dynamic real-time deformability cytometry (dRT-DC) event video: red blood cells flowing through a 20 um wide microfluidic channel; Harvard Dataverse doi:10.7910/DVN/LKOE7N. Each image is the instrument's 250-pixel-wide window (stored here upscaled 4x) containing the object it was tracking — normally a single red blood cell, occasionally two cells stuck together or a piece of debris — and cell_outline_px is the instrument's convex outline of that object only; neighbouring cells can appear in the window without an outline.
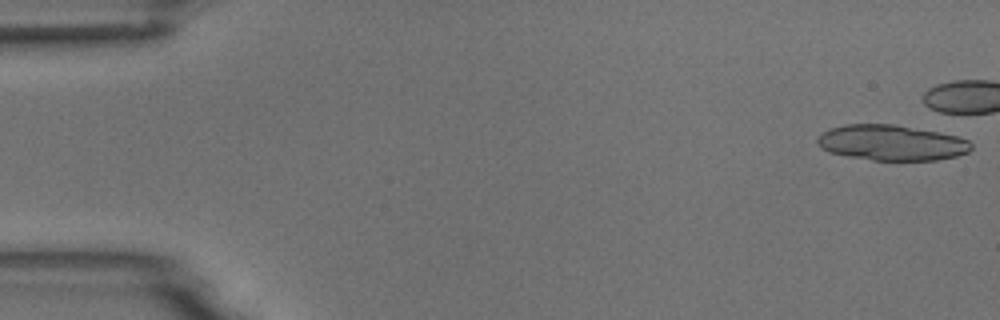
{"species": "common noctule bat (a hibernating species)", "species_latin": "Nyctalus noctula", "temperature_condition": "room temperature", "stored_images_in_passage": 5, "camera_frame_rate_fps": 3000, "um_per_image_px": 0.085, "animal": {"sex": "male", "body_mass_g": 18.8}, "frame": {"image": 1, "passage_image": 1, "time_ms": 0.0, "image_size_px": [1000, 320], "cell_outline_px": [[972, 148], [968, 152], [956, 156], [936, 160], [872, 160], [848, 156], [828, 152], [820, 148], [816, 140], [828, 128], [844, 124], [892, 124], [936, 132], [956, 136], [968, 140], [972, 144]], "centroid_in_image_um": [75.75, 12.13], "position_along_channel_um": 9.3, "area_um2": 31.67}}